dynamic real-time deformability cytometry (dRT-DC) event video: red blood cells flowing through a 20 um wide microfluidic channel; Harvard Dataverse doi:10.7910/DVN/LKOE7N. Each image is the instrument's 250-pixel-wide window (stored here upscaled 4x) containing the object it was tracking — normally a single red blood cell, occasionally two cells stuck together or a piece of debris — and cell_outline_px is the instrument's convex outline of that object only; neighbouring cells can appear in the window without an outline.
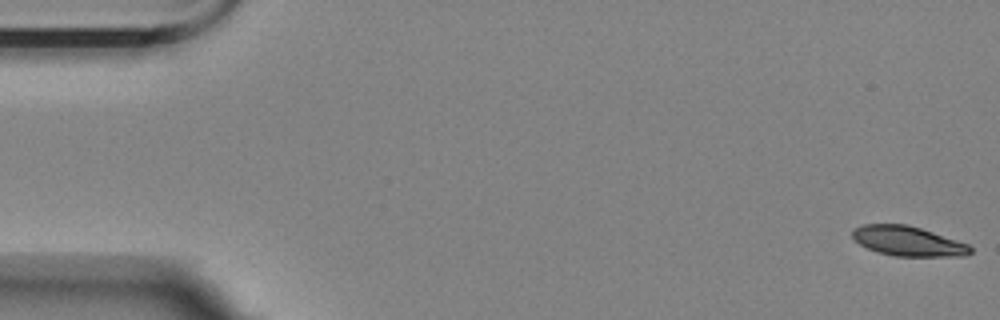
{"species": "Egyptian fruit bat (a non-hibernating species)", "species_latin": "Rousettus aegyptiacus", "temperature_condition": "room temperature", "stored_images_in_passage": 9, "camera_frame_rate_fps": 3000, "um_per_image_px": 0.085, "animal": {"sex": "female"}, "frame": {"image": 1, "passage_image": 1, "time_ms": 0.0, "image_size_px": [1000, 320], "cell_outline_px": [[972, 252], [964, 256], [896, 256], [876, 252], [860, 244], [852, 236], [852, 232], [856, 228], [864, 224], [908, 224], [968, 244], [972, 248]], "centroid_in_image_um": [77.18, 20.5], "position_along_channel_um": 7.8, "area_um2": 20.23}}
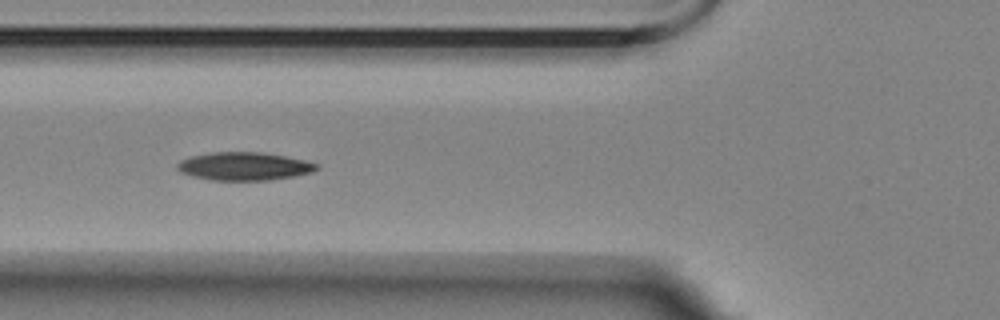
{"frame": {"image": 2, "passage_image": 6, "time_ms": 6.667, "image_size_px": [1000, 320], "cell_outline_px": [[320, 168], [312, 172], [296, 176], [268, 180], [212, 180], [192, 176], [180, 172], [176, 168], [176, 164], [180, 160], [188, 156], [212, 152], [260, 152], [284, 156], [304, 160], [320, 164]], "centroid_in_image_um": [20.74, 14.13], "position_along_channel_um": 105.1, "area_um2": 23.0}}
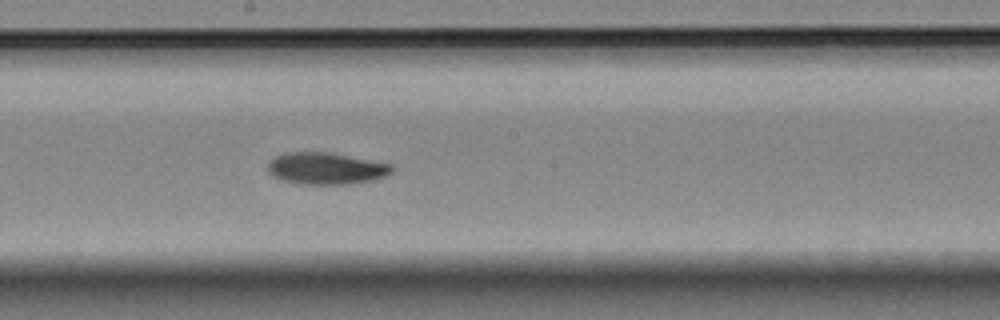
{"frame": {"image": 3, "passage_image": 9, "time_ms": 10.0, "image_size_px": [1000, 320], "cell_outline_px": [[396, 168], [388, 176], [372, 180], [352, 184], [300, 184], [284, 180], [268, 172], [268, 160], [284, 152], [328, 152], [392, 164]], "centroid_in_image_um": [27.75, 14.31], "position_along_channel_um": 220.5, "area_um2": 23.12}}